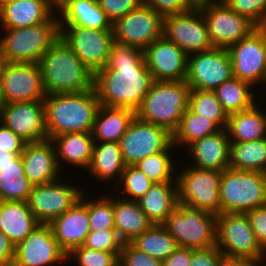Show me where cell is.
Here are the masks:
<instances>
[{"mask_svg": "<svg viewBox=\"0 0 266 266\" xmlns=\"http://www.w3.org/2000/svg\"><path fill=\"white\" fill-rule=\"evenodd\" d=\"M153 82L143 50L117 42L112 45L106 66L94 74V90L101 105L134 111Z\"/></svg>", "mask_w": 266, "mask_h": 266, "instance_id": "obj_1", "label": "cell"}, {"mask_svg": "<svg viewBox=\"0 0 266 266\" xmlns=\"http://www.w3.org/2000/svg\"><path fill=\"white\" fill-rule=\"evenodd\" d=\"M43 104L48 139L64 133L92 132L101 105L94 89L49 94Z\"/></svg>", "mask_w": 266, "mask_h": 266, "instance_id": "obj_2", "label": "cell"}, {"mask_svg": "<svg viewBox=\"0 0 266 266\" xmlns=\"http://www.w3.org/2000/svg\"><path fill=\"white\" fill-rule=\"evenodd\" d=\"M47 95L94 89V73L59 38L38 62Z\"/></svg>", "mask_w": 266, "mask_h": 266, "instance_id": "obj_3", "label": "cell"}, {"mask_svg": "<svg viewBox=\"0 0 266 266\" xmlns=\"http://www.w3.org/2000/svg\"><path fill=\"white\" fill-rule=\"evenodd\" d=\"M190 87L186 81H154L135 116L162 126L172 134L188 109Z\"/></svg>", "mask_w": 266, "mask_h": 266, "instance_id": "obj_4", "label": "cell"}, {"mask_svg": "<svg viewBox=\"0 0 266 266\" xmlns=\"http://www.w3.org/2000/svg\"><path fill=\"white\" fill-rule=\"evenodd\" d=\"M3 30L2 53L5 62L9 63H38L60 36L56 15L45 23Z\"/></svg>", "mask_w": 266, "mask_h": 266, "instance_id": "obj_5", "label": "cell"}, {"mask_svg": "<svg viewBox=\"0 0 266 266\" xmlns=\"http://www.w3.org/2000/svg\"><path fill=\"white\" fill-rule=\"evenodd\" d=\"M220 213L246 214L266 205V173L222 171L219 187Z\"/></svg>", "mask_w": 266, "mask_h": 266, "instance_id": "obj_6", "label": "cell"}, {"mask_svg": "<svg viewBox=\"0 0 266 266\" xmlns=\"http://www.w3.org/2000/svg\"><path fill=\"white\" fill-rule=\"evenodd\" d=\"M162 225L179 247L203 250L216 246V214L178 203Z\"/></svg>", "mask_w": 266, "mask_h": 266, "instance_id": "obj_7", "label": "cell"}, {"mask_svg": "<svg viewBox=\"0 0 266 266\" xmlns=\"http://www.w3.org/2000/svg\"><path fill=\"white\" fill-rule=\"evenodd\" d=\"M216 247L226 257L248 259L258 265L266 263V252L259 245L247 214L217 215Z\"/></svg>", "mask_w": 266, "mask_h": 266, "instance_id": "obj_8", "label": "cell"}, {"mask_svg": "<svg viewBox=\"0 0 266 266\" xmlns=\"http://www.w3.org/2000/svg\"><path fill=\"white\" fill-rule=\"evenodd\" d=\"M178 173L176 183L179 203L220 214L219 187L222 171L197 169L188 164Z\"/></svg>", "mask_w": 266, "mask_h": 266, "instance_id": "obj_9", "label": "cell"}, {"mask_svg": "<svg viewBox=\"0 0 266 266\" xmlns=\"http://www.w3.org/2000/svg\"><path fill=\"white\" fill-rule=\"evenodd\" d=\"M207 24L213 47L228 48L249 36L258 26L231 10L222 0L197 4Z\"/></svg>", "mask_w": 266, "mask_h": 266, "instance_id": "obj_10", "label": "cell"}, {"mask_svg": "<svg viewBox=\"0 0 266 266\" xmlns=\"http://www.w3.org/2000/svg\"><path fill=\"white\" fill-rule=\"evenodd\" d=\"M122 157L126 166L135 165L143 158L155 153L171 150L173 135L166 128L133 119L119 140Z\"/></svg>", "mask_w": 266, "mask_h": 266, "instance_id": "obj_11", "label": "cell"}, {"mask_svg": "<svg viewBox=\"0 0 266 266\" xmlns=\"http://www.w3.org/2000/svg\"><path fill=\"white\" fill-rule=\"evenodd\" d=\"M59 31L64 42L94 74L106 66L115 42L113 29L59 26Z\"/></svg>", "mask_w": 266, "mask_h": 266, "instance_id": "obj_12", "label": "cell"}, {"mask_svg": "<svg viewBox=\"0 0 266 266\" xmlns=\"http://www.w3.org/2000/svg\"><path fill=\"white\" fill-rule=\"evenodd\" d=\"M227 49L233 77L250 83L254 88L266 83V27H258Z\"/></svg>", "mask_w": 266, "mask_h": 266, "instance_id": "obj_13", "label": "cell"}, {"mask_svg": "<svg viewBox=\"0 0 266 266\" xmlns=\"http://www.w3.org/2000/svg\"><path fill=\"white\" fill-rule=\"evenodd\" d=\"M232 77V61L227 48L213 47L188 55L185 81L190 89L214 91Z\"/></svg>", "mask_w": 266, "mask_h": 266, "instance_id": "obj_14", "label": "cell"}, {"mask_svg": "<svg viewBox=\"0 0 266 266\" xmlns=\"http://www.w3.org/2000/svg\"><path fill=\"white\" fill-rule=\"evenodd\" d=\"M163 36L187 55L213 48L206 21L197 5L185 13L164 17Z\"/></svg>", "mask_w": 266, "mask_h": 266, "instance_id": "obj_15", "label": "cell"}, {"mask_svg": "<svg viewBox=\"0 0 266 266\" xmlns=\"http://www.w3.org/2000/svg\"><path fill=\"white\" fill-rule=\"evenodd\" d=\"M114 41L145 50L163 36V17L153 8L141 4L113 23Z\"/></svg>", "mask_w": 266, "mask_h": 266, "instance_id": "obj_16", "label": "cell"}, {"mask_svg": "<svg viewBox=\"0 0 266 266\" xmlns=\"http://www.w3.org/2000/svg\"><path fill=\"white\" fill-rule=\"evenodd\" d=\"M61 180L32 187L27 202L39 223L49 224L80 200L84 190Z\"/></svg>", "mask_w": 266, "mask_h": 266, "instance_id": "obj_17", "label": "cell"}, {"mask_svg": "<svg viewBox=\"0 0 266 266\" xmlns=\"http://www.w3.org/2000/svg\"><path fill=\"white\" fill-rule=\"evenodd\" d=\"M0 80L6 103L44 100L47 96L38 63L5 62Z\"/></svg>", "mask_w": 266, "mask_h": 266, "instance_id": "obj_18", "label": "cell"}, {"mask_svg": "<svg viewBox=\"0 0 266 266\" xmlns=\"http://www.w3.org/2000/svg\"><path fill=\"white\" fill-rule=\"evenodd\" d=\"M66 261L67 254L59 246L49 224L40 223L15 246L12 266H53Z\"/></svg>", "mask_w": 266, "mask_h": 266, "instance_id": "obj_19", "label": "cell"}, {"mask_svg": "<svg viewBox=\"0 0 266 266\" xmlns=\"http://www.w3.org/2000/svg\"><path fill=\"white\" fill-rule=\"evenodd\" d=\"M0 122L26 143L48 139L43 100L6 103Z\"/></svg>", "mask_w": 266, "mask_h": 266, "instance_id": "obj_20", "label": "cell"}, {"mask_svg": "<svg viewBox=\"0 0 266 266\" xmlns=\"http://www.w3.org/2000/svg\"><path fill=\"white\" fill-rule=\"evenodd\" d=\"M143 52L154 81L186 80L188 55L164 36L152 42Z\"/></svg>", "mask_w": 266, "mask_h": 266, "instance_id": "obj_21", "label": "cell"}, {"mask_svg": "<svg viewBox=\"0 0 266 266\" xmlns=\"http://www.w3.org/2000/svg\"><path fill=\"white\" fill-rule=\"evenodd\" d=\"M21 157L24 174L33 186L59 179L61 170L57 162L56 149L51 139L26 143Z\"/></svg>", "mask_w": 266, "mask_h": 266, "instance_id": "obj_22", "label": "cell"}, {"mask_svg": "<svg viewBox=\"0 0 266 266\" xmlns=\"http://www.w3.org/2000/svg\"><path fill=\"white\" fill-rule=\"evenodd\" d=\"M85 195L87 194L83 192L79 201L49 223L54 237L66 254L73 248L82 246L90 232Z\"/></svg>", "mask_w": 266, "mask_h": 266, "instance_id": "obj_23", "label": "cell"}, {"mask_svg": "<svg viewBox=\"0 0 266 266\" xmlns=\"http://www.w3.org/2000/svg\"><path fill=\"white\" fill-rule=\"evenodd\" d=\"M187 149L194 159L192 167L215 171L229 168L230 140L226 128L195 141Z\"/></svg>", "mask_w": 266, "mask_h": 266, "instance_id": "obj_24", "label": "cell"}, {"mask_svg": "<svg viewBox=\"0 0 266 266\" xmlns=\"http://www.w3.org/2000/svg\"><path fill=\"white\" fill-rule=\"evenodd\" d=\"M52 0H10L0 7L3 29L23 28L48 22L53 16Z\"/></svg>", "mask_w": 266, "mask_h": 266, "instance_id": "obj_25", "label": "cell"}, {"mask_svg": "<svg viewBox=\"0 0 266 266\" xmlns=\"http://www.w3.org/2000/svg\"><path fill=\"white\" fill-rule=\"evenodd\" d=\"M32 187L24 174L21 154L0 152V201L27 202Z\"/></svg>", "mask_w": 266, "mask_h": 266, "instance_id": "obj_26", "label": "cell"}, {"mask_svg": "<svg viewBox=\"0 0 266 266\" xmlns=\"http://www.w3.org/2000/svg\"><path fill=\"white\" fill-rule=\"evenodd\" d=\"M51 140L56 149L57 162L60 169L64 162L69 163L71 166L75 165L79 169H88L95 143L92 132L64 133L54 136Z\"/></svg>", "mask_w": 266, "mask_h": 266, "instance_id": "obj_27", "label": "cell"}, {"mask_svg": "<svg viewBox=\"0 0 266 266\" xmlns=\"http://www.w3.org/2000/svg\"><path fill=\"white\" fill-rule=\"evenodd\" d=\"M40 223L31 212L28 202L0 201V231L16 246Z\"/></svg>", "mask_w": 266, "mask_h": 266, "instance_id": "obj_28", "label": "cell"}, {"mask_svg": "<svg viewBox=\"0 0 266 266\" xmlns=\"http://www.w3.org/2000/svg\"><path fill=\"white\" fill-rule=\"evenodd\" d=\"M137 202L153 224L162 225L178 206L177 183H154Z\"/></svg>", "mask_w": 266, "mask_h": 266, "instance_id": "obj_29", "label": "cell"}, {"mask_svg": "<svg viewBox=\"0 0 266 266\" xmlns=\"http://www.w3.org/2000/svg\"><path fill=\"white\" fill-rule=\"evenodd\" d=\"M113 209L114 228L123 243H129L153 225L137 201L114 197Z\"/></svg>", "mask_w": 266, "mask_h": 266, "instance_id": "obj_30", "label": "cell"}, {"mask_svg": "<svg viewBox=\"0 0 266 266\" xmlns=\"http://www.w3.org/2000/svg\"><path fill=\"white\" fill-rule=\"evenodd\" d=\"M135 117L132 109L100 105L92 130L94 142H119Z\"/></svg>", "mask_w": 266, "mask_h": 266, "instance_id": "obj_31", "label": "cell"}, {"mask_svg": "<svg viewBox=\"0 0 266 266\" xmlns=\"http://www.w3.org/2000/svg\"><path fill=\"white\" fill-rule=\"evenodd\" d=\"M125 166L118 142L94 143L92 160L87 169L93 177L103 183L115 180L117 185Z\"/></svg>", "mask_w": 266, "mask_h": 266, "instance_id": "obj_32", "label": "cell"}, {"mask_svg": "<svg viewBox=\"0 0 266 266\" xmlns=\"http://www.w3.org/2000/svg\"><path fill=\"white\" fill-rule=\"evenodd\" d=\"M260 106L228 116L226 127L230 142L241 143L266 137V112Z\"/></svg>", "mask_w": 266, "mask_h": 266, "instance_id": "obj_33", "label": "cell"}, {"mask_svg": "<svg viewBox=\"0 0 266 266\" xmlns=\"http://www.w3.org/2000/svg\"><path fill=\"white\" fill-rule=\"evenodd\" d=\"M58 22L59 26H83L94 30L113 29V23L100 8L97 0H79L70 4L58 16Z\"/></svg>", "mask_w": 266, "mask_h": 266, "instance_id": "obj_34", "label": "cell"}, {"mask_svg": "<svg viewBox=\"0 0 266 266\" xmlns=\"http://www.w3.org/2000/svg\"><path fill=\"white\" fill-rule=\"evenodd\" d=\"M253 91L254 87L250 83L232 77L223 82L213 92L229 116L248 110L256 104V96Z\"/></svg>", "mask_w": 266, "mask_h": 266, "instance_id": "obj_35", "label": "cell"}, {"mask_svg": "<svg viewBox=\"0 0 266 266\" xmlns=\"http://www.w3.org/2000/svg\"><path fill=\"white\" fill-rule=\"evenodd\" d=\"M229 168L266 173V137L249 142H230Z\"/></svg>", "mask_w": 266, "mask_h": 266, "instance_id": "obj_36", "label": "cell"}, {"mask_svg": "<svg viewBox=\"0 0 266 266\" xmlns=\"http://www.w3.org/2000/svg\"><path fill=\"white\" fill-rule=\"evenodd\" d=\"M137 250L164 261L179 247L175 238L163 225L153 224L129 242Z\"/></svg>", "mask_w": 266, "mask_h": 266, "instance_id": "obj_37", "label": "cell"}, {"mask_svg": "<svg viewBox=\"0 0 266 266\" xmlns=\"http://www.w3.org/2000/svg\"><path fill=\"white\" fill-rule=\"evenodd\" d=\"M220 128L208 118L194 113L189 107L180 120L178 128L173 132V145L189 147L197 140L218 132Z\"/></svg>", "mask_w": 266, "mask_h": 266, "instance_id": "obj_38", "label": "cell"}, {"mask_svg": "<svg viewBox=\"0 0 266 266\" xmlns=\"http://www.w3.org/2000/svg\"><path fill=\"white\" fill-rule=\"evenodd\" d=\"M188 107L204 118L213 121L220 129L228 124V114L213 91L190 89Z\"/></svg>", "mask_w": 266, "mask_h": 266, "instance_id": "obj_39", "label": "cell"}, {"mask_svg": "<svg viewBox=\"0 0 266 266\" xmlns=\"http://www.w3.org/2000/svg\"><path fill=\"white\" fill-rule=\"evenodd\" d=\"M170 150L155 153L138 161L134 166L154 183L176 182V163L171 158ZM175 173V175H174Z\"/></svg>", "mask_w": 266, "mask_h": 266, "instance_id": "obj_40", "label": "cell"}, {"mask_svg": "<svg viewBox=\"0 0 266 266\" xmlns=\"http://www.w3.org/2000/svg\"><path fill=\"white\" fill-rule=\"evenodd\" d=\"M118 184L115 186H121V194H125L124 199L137 201L150 189L154 182L134 165H128L125 166Z\"/></svg>", "mask_w": 266, "mask_h": 266, "instance_id": "obj_41", "label": "cell"}, {"mask_svg": "<svg viewBox=\"0 0 266 266\" xmlns=\"http://www.w3.org/2000/svg\"><path fill=\"white\" fill-rule=\"evenodd\" d=\"M85 197L90 231L114 228L113 197L103 195L95 200L90 199V201L87 196Z\"/></svg>", "mask_w": 266, "mask_h": 266, "instance_id": "obj_42", "label": "cell"}, {"mask_svg": "<svg viewBox=\"0 0 266 266\" xmlns=\"http://www.w3.org/2000/svg\"><path fill=\"white\" fill-rule=\"evenodd\" d=\"M120 253H109L102 250L78 246L67 254V260L75 259L77 266H119Z\"/></svg>", "mask_w": 266, "mask_h": 266, "instance_id": "obj_43", "label": "cell"}, {"mask_svg": "<svg viewBox=\"0 0 266 266\" xmlns=\"http://www.w3.org/2000/svg\"><path fill=\"white\" fill-rule=\"evenodd\" d=\"M84 247L102 250L109 253H120L123 242L117 235L115 228L90 231L83 243Z\"/></svg>", "mask_w": 266, "mask_h": 266, "instance_id": "obj_44", "label": "cell"}, {"mask_svg": "<svg viewBox=\"0 0 266 266\" xmlns=\"http://www.w3.org/2000/svg\"><path fill=\"white\" fill-rule=\"evenodd\" d=\"M234 12L248 17L258 27H266V0H222Z\"/></svg>", "mask_w": 266, "mask_h": 266, "instance_id": "obj_45", "label": "cell"}, {"mask_svg": "<svg viewBox=\"0 0 266 266\" xmlns=\"http://www.w3.org/2000/svg\"><path fill=\"white\" fill-rule=\"evenodd\" d=\"M119 266H162V261L137 250L130 243H123Z\"/></svg>", "mask_w": 266, "mask_h": 266, "instance_id": "obj_46", "label": "cell"}, {"mask_svg": "<svg viewBox=\"0 0 266 266\" xmlns=\"http://www.w3.org/2000/svg\"><path fill=\"white\" fill-rule=\"evenodd\" d=\"M142 4L153 8L163 18L185 13L195 6L191 0H142Z\"/></svg>", "mask_w": 266, "mask_h": 266, "instance_id": "obj_47", "label": "cell"}, {"mask_svg": "<svg viewBox=\"0 0 266 266\" xmlns=\"http://www.w3.org/2000/svg\"><path fill=\"white\" fill-rule=\"evenodd\" d=\"M100 8L114 23L117 19L138 8L142 0H97Z\"/></svg>", "mask_w": 266, "mask_h": 266, "instance_id": "obj_48", "label": "cell"}, {"mask_svg": "<svg viewBox=\"0 0 266 266\" xmlns=\"http://www.w3.org/2000/svg\"><path fill=\"white\" fill-rule=\"evenodd\" d=\"M246 214L259 245L266 252V205L257 207Z\"/></svg>", "mask_w": 266, "mask_h": 266, "instance_id": "obj_49", "label": "cell"}, {"mask_svg": "<svg viewBox=\"0 0 266 266\" xmlns=\"http://www.w3.org/2000/svg\"><path fill=\"white\" fill-rule=\"evenodd\" d=\"M26 142L0 122V152L22 154Z\"/></svg>", "mask_w": 266, "mask_h": 266, "instance_id": "obj_50", "label": "cell"}, {"mask_svg": "<svg viewBox=\"0 0 266 266\" xmlns=\"http://www.w3.org/2000/svg\"><path fill=\"white\" fill-rule=\"evenodd\" d=\"M223 256L216 246L192 250L191 266H217Z\"/></svg>", "mask_w": 266, "mask_h": 266, "instance_id": "obj_51", "label": "cell"}, {"mask_svg": "<svg viewBox=\"0 0 266 266\" xmlns=\"http://www.w3.org/2000/svg\"><path fill=\"white\" fill-rule=\"evenodd\" d=\"M192 249L178 247L174 253L162 261V266H191Z\"/></svg>", "mask_w": 266, "mask_h": 266, "instance_id": "obj_52", "label": "cell"}, {"mask_svg": "<svg viewBox=\"0 0 266 266\" xmlns=\"http://www.w3.org/2000/svg\"><path fill=\"white\" fill-rule=\"evenodd\" d=\"M15 256V245L0 231V266H12Z\"/></svg>", "mask_w": 266, "mask_h": 266, "instance_id": "obj_53", "label": "cell"}, {"mask_svg": "<svg viewBox=\"0 0 266 266\" xmlns=\"http://www.w3.org/2000/svg\"><path fill=\"white\" fill-rule=\"evenodd\" d=\"M217 266H258V264L248 259L223 256Z\"/></svg>", "mask_w": 266, "mask_h": 266, "instance_id": "obj_54", "label": "cell"}, {"mask_svg": "<svg viewBox=\"0 0 266 266\" xmlns=\"http://www.w3.org/2000/svg\"><path fill=\"white\" fill-rule=\"evenodd\" d=\"M77 1L79 0H52L54 14L58 17L70 4Z\"/></svg>", "mask_w": 266, "mask_h": 266, "instance_id": "obj_55", "label": "cell"}, {"mask_svg": "<svg viewBox=\"0 0 266 266\" xmlns=\"http://www.w3.org/2000/svg\"><path fill=\"white\" fill-rule=\"evenodd\" d=\"M6 101L3 95V88H2V84H1V80H0V113L2 111V108L5 106Z\"/></svg>", "mask_w": 266, "mask_h": 266, "instance_id": "obj_56", "label": "cell"}, {"mask_svg": "<svg viewBox=\"0 0 266 266\" xmlns=\"http://www.w3.org/2000/svg\"><path fill=\"white\" fill-rule=\"evenodd\" d=\"M4 63H5V60H4V57H3L1 41H0V71H1Z\"/></svg>", "mask_w": 266, "mask_h": 266, "instance_id": "obj_57", "label": "cell"}, {"mask_svg": "<svg viewBox=\"0 0 266 266\" xmlns=\"http://www.w3.org/2000/svg\"><path fill=\"white\" fill-rule=\"evenodd\" d=\"M192 3L194 5H197V4H200V3H203V2H207V1H212V0H191Z\"/></svg>", "mask_w": 266, "mask_h": 266, "instance_id": "obj_58", "label": "cell"}, {"mask_svg": "<svg viewBox=\"0 0 266 266\" xmlns=\"http://www.w3.org/2000/svg\"><path fill=\"white\" fill-rule=\"evenodd\" d=\"M10 0H0V7L3 5V4H5V3H7V2H9Z\"/></svg>", "mask_w": 266, "mask_h": 266, "instance_id": "obj_59", "label": "cell"}]
</instances>
